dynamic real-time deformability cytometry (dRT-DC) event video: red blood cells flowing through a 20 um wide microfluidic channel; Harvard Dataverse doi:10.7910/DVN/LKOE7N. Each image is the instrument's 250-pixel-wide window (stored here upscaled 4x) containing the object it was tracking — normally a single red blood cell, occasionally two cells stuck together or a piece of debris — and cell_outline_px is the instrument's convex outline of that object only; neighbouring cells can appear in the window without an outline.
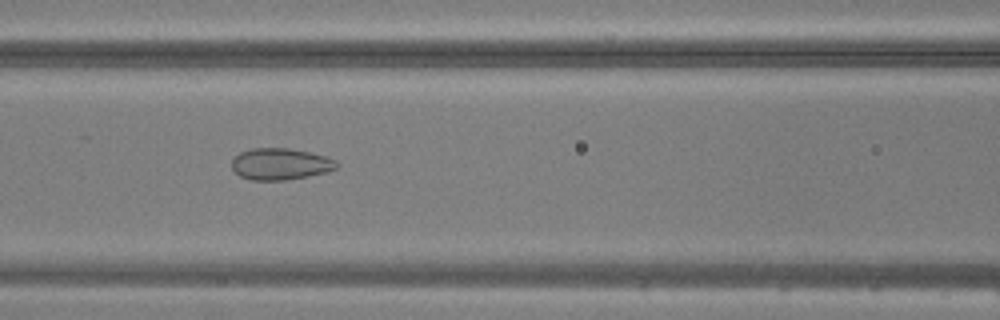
{"species": "common noctule bat (a hibernating species)", "species_latin": "Nyctalus noctula", "temperature_condition": "warm", "stored_images_in_passage": 47, "camera_frame_rate_fps": 3000, "um_per_image_px": 0.085, "animal": {"sex": "male", "body_mass_g": 20.5, "forearm_length_mm": 52.5}, "frame": {"image": 1, "passage_image": 21, "time_ms": 6.667, "image_size_px": [1000, 320], "cell_outline_px": [[340, 164], [336, 168], [328, 172], [308, 176], [284, 180], [252, 180], [240, 176], [232, 168], [232, 160], [240, 152], [252, 148], [288, 148], [308, 152], [324, 156], [336, 160]], "centroid_in_image_um": [23.84, 13.94], "position_along_channel_um": 142.8, "area_um2": 19.25}}
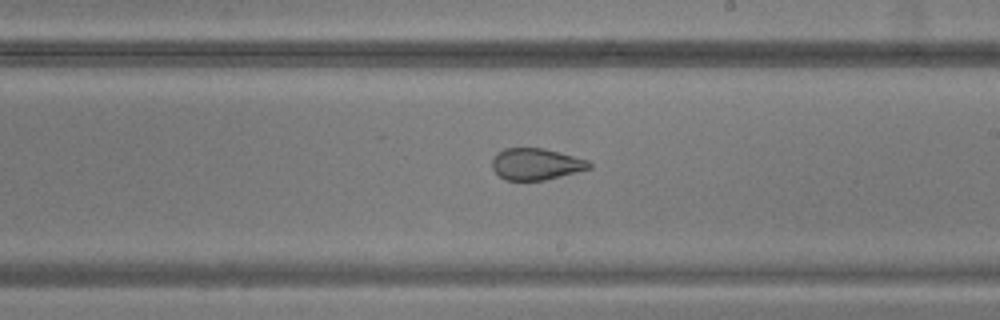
{"frame": {"image": 2, "passage_image": 28, "time_ms": 9.0, "image_size_px": [1000, 320], "cell_outline_px": [[592, 168], [544, 180], [504, 180], [492, 168], [492, 160], [496, 152], [504, 148], [544, 148], [588, 160], [592, 164]], "centroid_in_image_um": [45.55, 13.94], "position_along_channel_um": 243.5, "area_um2": 17.86}}
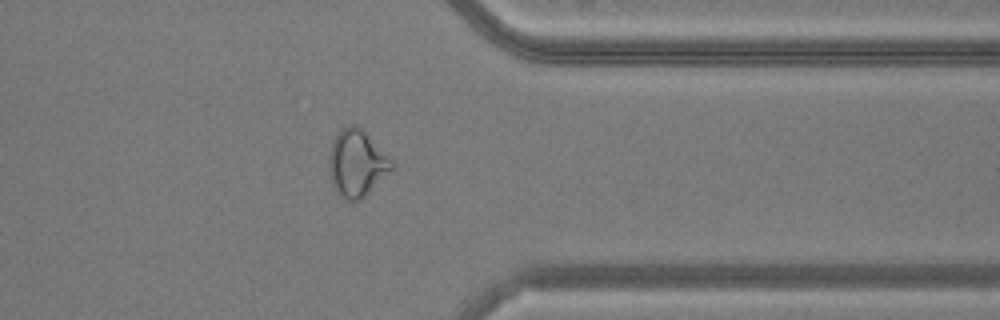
{"frame": {"image": 3, "passage_image": 38, "time_ms": 12.333, "image_size_px": [1000, 320], "cell_outline_px": [[396, 168], [392, 172], [360, 200], [348, 200], [340, 196], [336, 192], [332, 184], [328, 168], [328, 160], [332, 140], [336, 132], [340, 128], [348, 124], [356, 124], [392, 156], [396, 164]], "centroid_in_image_um": [30.37, 13.85], "position_along_channel_um": 381.0, "area_um2": 25.32}}